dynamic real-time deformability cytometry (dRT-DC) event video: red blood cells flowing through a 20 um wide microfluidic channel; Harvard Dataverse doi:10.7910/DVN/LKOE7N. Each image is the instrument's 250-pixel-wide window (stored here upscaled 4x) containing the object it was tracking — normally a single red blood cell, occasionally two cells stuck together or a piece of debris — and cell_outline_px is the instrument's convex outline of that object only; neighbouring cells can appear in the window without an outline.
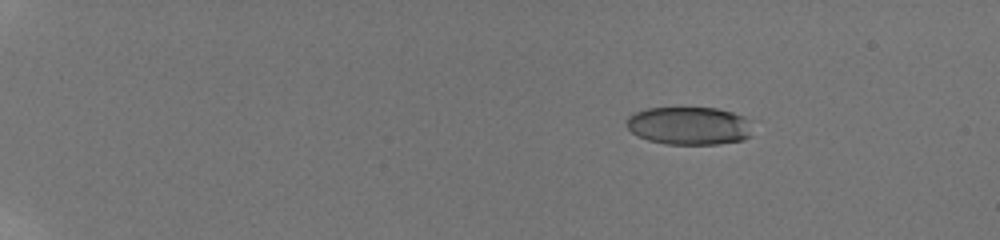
{"species": "human", "species_latin": "Homo sapiens", "temperature_condition": "room temperature", "stored_images_in_passage": 11, "camera_frame_rate_fps": 3000, "um_per_image_px": 0.085, "donor": {"sex": "male"}, "frame": {"image": 1, "passage_image": 1, "time_ms": 0.0, "image_size_px": [1000, 240], "cell_outline_px": [[752, 136], [744, 140], [716, 144], [668, 144], [648, 140], [632, 132], [628, 128], [628, 116], [636, 112], [648, 108], [716, 108], [732, 112], [744, 116]], "centroid_in_image_um": [58.58, 10.69], "position_along_channel_um": 26.4, "area_um2": 27.57}}
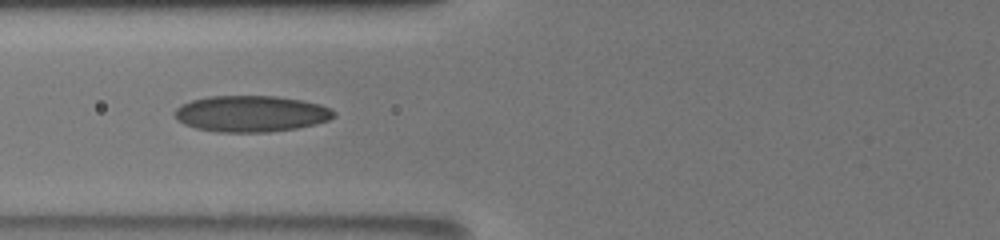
{"frame": {"image": 2, "passage_image": 6, "time_ms": 5.667, "image_size_px": [1000, 240], "cell_outline_px": [[336, 116], [328, 120], [316, 124], [296, 128], [268, 132], [220, 132], [196, 128], [184, 124], [176, 120], [172, 112], [180, 104], [192, 100], [208, 96], [276, 96], [300, 100], [320, 104], [332, 108], [336, 112]], "centroid_in_image_um": [21.33, 9.66], "position_along_channel_um": 104.5, "area_um2": 33.87}}
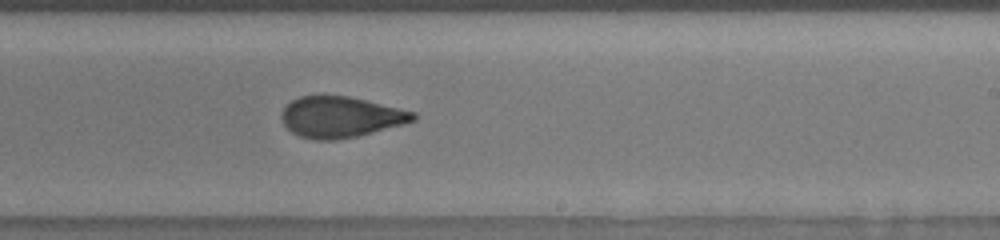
{"frame": {"image": 3, "passage_image": 11, "time_ms": 9.667, "image_size_px": [1000, 240], "cell_outline_px": [[416, 120], [404, 124], [356, 136], [336, 140], [316, 140], [300, 136], [292, 132], [284, 124], [280, 116], [280, 112], [292, 100], [300, 96], [348, 96], [416, 112]], "centroid_in_image_um": [28.94, 9.95], "position_along_channel_um": 260.1, "area_um2": 31.15}}